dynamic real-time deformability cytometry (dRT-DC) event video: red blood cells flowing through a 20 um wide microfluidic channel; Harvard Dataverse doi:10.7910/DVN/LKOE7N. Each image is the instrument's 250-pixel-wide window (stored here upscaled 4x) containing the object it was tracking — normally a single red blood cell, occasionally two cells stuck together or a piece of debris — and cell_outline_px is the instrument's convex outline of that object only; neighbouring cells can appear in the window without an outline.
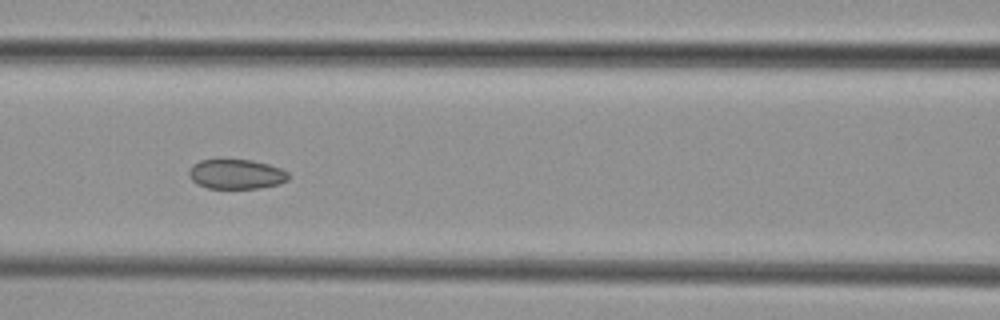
{"species": "common noctule bat (a hibernating species)", "species_latin": "Nyctalus noctula", "temperature_condition": "cold", "stored_images_in_passage": 7, "camera_frame_rate_fps": 3000, "um_per_image_px": 0.085, "animal": {"sex": "female", "body_mass_g": 29.2, "forearm_length_mm": 56.3}, "frame": {"image": 1, "passage_image": 5, "time_ms": 5.667, "image_size_px": [1000, 320], "cell_outline_px": [[288, 180], [280, 184], [256, 188], [208, 188], [196, 184], [188, 176], [188, 172], [192, 164], [200, 160], [252, 160], [268, 164], [280, 168], [288, 172]], "centroid_in_image_um": [20.06, 14.8], "position_along_channel_um": 146.5, "area_um2": 17.22}}
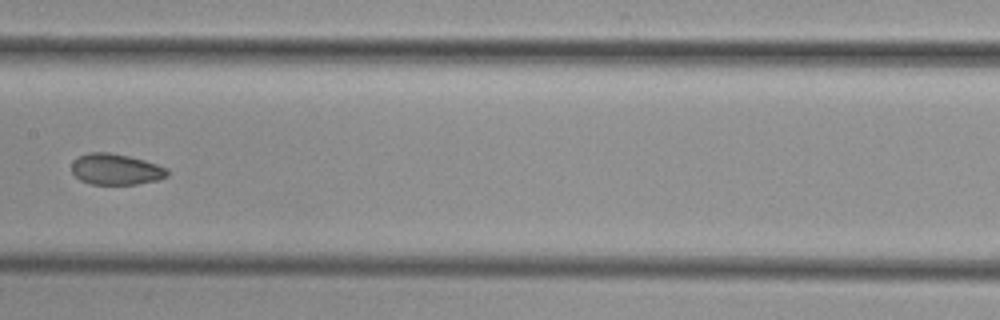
{"frame": {"image": 2, "passage_image": 6, "time_ms": 7.0, "image_size_px": [1000, 320], "cell_outline_px": [[168, 176], [156, 180], [136, 184], [92, 184], [80, 180], [72, 172], [72, 160], [88, 152], [112, 152], [144, 160], [168, 168]], "centroid_in_image_um": [9.84, 14.38], "position_along_channel_um": 197.6, "area_um2": 17.28}}
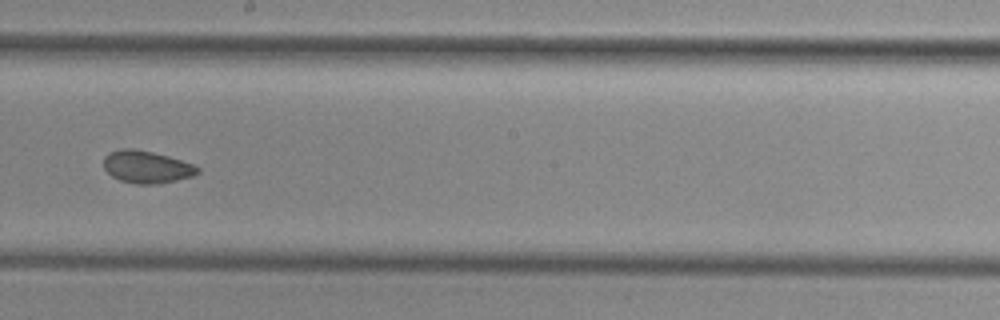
{"frame": {"image": 3, "passage_image": 7, "time_ms": 8.0, "image_size_px": [1000, 320], "cell_outline_px": [[200, 172], [192, 176], [176, 180], [156, 184], [136, 184], [120, 180], [112, 176], [104, 168], [104, 156], [108, 152], [120, 148], [132, 148], [152, 152], [168, 156], [192, 164], [200, 168]], "centroid_in_image_um": [12.44, 14.18], "position_along_channel_um": 235.8, "area_um2": 17.69}}